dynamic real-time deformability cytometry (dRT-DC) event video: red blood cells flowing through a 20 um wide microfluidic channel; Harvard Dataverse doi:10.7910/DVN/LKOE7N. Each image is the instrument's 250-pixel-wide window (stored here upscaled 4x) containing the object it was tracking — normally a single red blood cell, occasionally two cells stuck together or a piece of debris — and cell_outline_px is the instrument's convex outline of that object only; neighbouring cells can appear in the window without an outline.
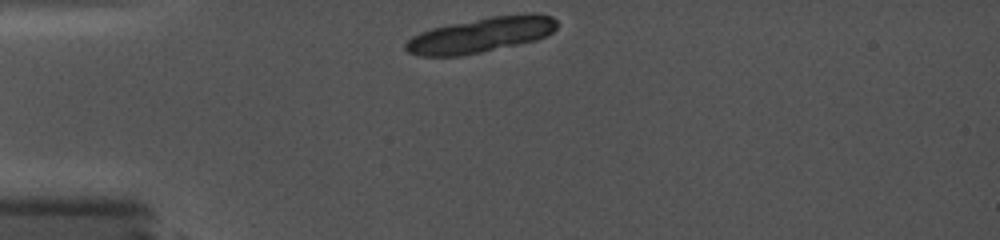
{"species": "common noctule bat (a hibernating species)", "species_latin": "Nyctalus noctula", "temperature_condition": "cold", "stored_images_in_passage": 1, "camera_frame_rate_fps": 5000, "um_per_image_px": 0.085, "animal": {"sex": "female", "body_mass_g": 19.0, "forearm_length_mm": 56.7}, "frame": {"image": 1, "passage_image": 1, "time_ms": 0.0, "image_size_px": [1000, 240], "cell_outline_px": [[556, 28], [552, 32], [536, 40], [480, 52], [460, 56], [420, 56], [408, 52], [404, 48], [404, 44], [412, 36], [420, 32], [432, 28], [492, 16], [532, 12], [552, 16], [556, 20]], "centroid_in_image_um": [40.87, 2.96], "position_along_channel_um": 44.1, "area_um2": 30.75}}